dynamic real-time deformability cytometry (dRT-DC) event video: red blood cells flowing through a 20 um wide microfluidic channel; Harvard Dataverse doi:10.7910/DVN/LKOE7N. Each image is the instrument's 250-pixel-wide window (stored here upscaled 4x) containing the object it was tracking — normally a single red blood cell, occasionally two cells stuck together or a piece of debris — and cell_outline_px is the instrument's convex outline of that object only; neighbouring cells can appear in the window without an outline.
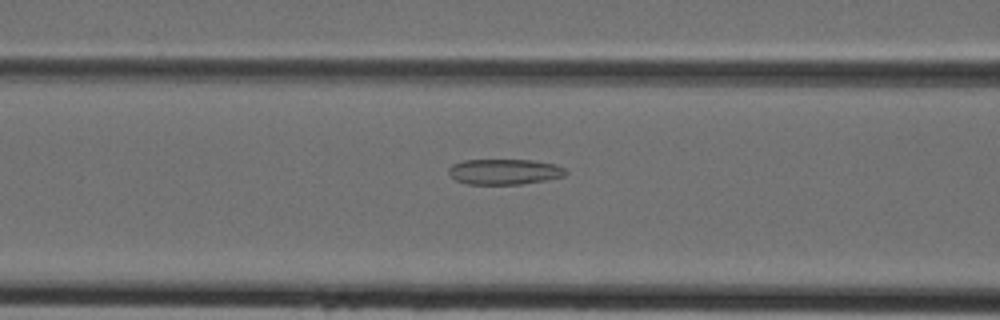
{"species": "Egyptian fruit bat (a non-hibernating species)", "species_latin": "Rousettus aegyptiacus", "temperature_condition": "cold", "stored_images_in_passage": 30, "camera_frame_rate_fps": 3000, "um_per_image_px": 0.085, "animal": {"sex": "female"}, "frame": {"image": 1, "passage_image": 4, "time_ms": 1.0, "image_size_px": [1000, 320], "cell_outline_px": [[568, 172], [564, 176], [544, 180], [520, 184], [468, 184], [456, 180], [448, 172], [448, 168], [452, 164], [464, 160], [532, 160], [556, 164], [564, 168]], "centroid_in_image_um": [42.87, 14.59], "position_along_channel_um": 123.7, "area_um2": 17.34}}
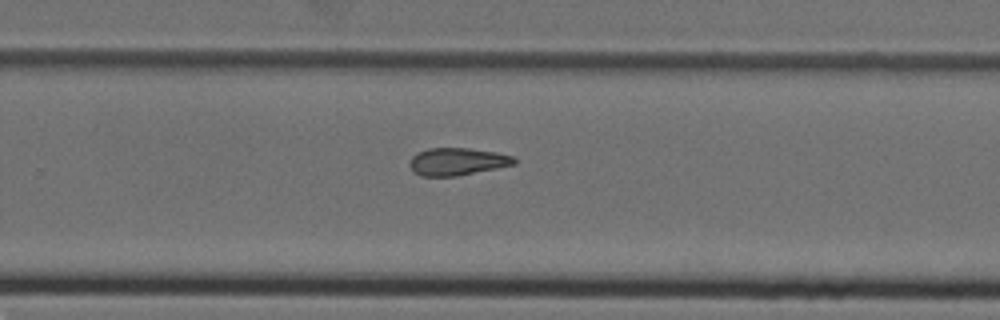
{"frame": {"image": 2, "passage_image": 15, "time_ms": 4.667, "image_size_px": [1000, 320], "cell_outline_px": [[516, 164], [456, 176], [420, 176], [412, 172], [408, 164], [412, 156], [416, 152], [428, 148], [468, 148], [496, 152], [512, 156], [516, 160]], "centroid_in_image_um": [38.81, 13.73], "position_along_channel_um": 291.0, "area_um2": 16.82}}
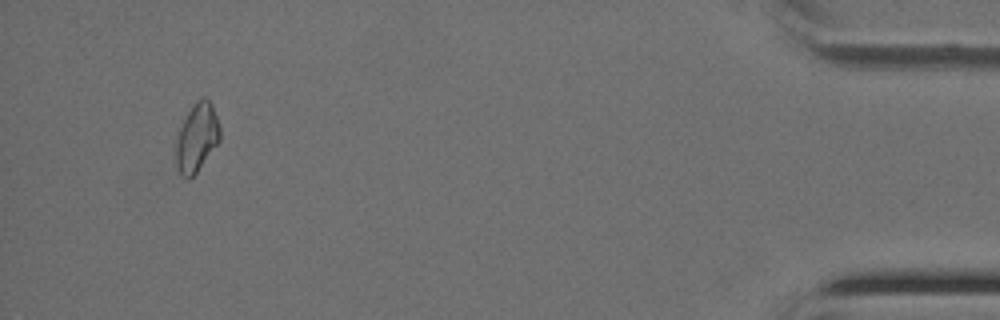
{"frame": {"image": 3, "passage_image": 28, "time_ms": 9.0, "image_size_px": [1000, 320], "cell_outline_px": [[220, 140], [196, 172], [188, 180], [180, 176], [176, 164], [176, 144], [180, 128], [188, 112], [196, 100], [204, 96], [212, 104], [220, 128]], "centroid_in_image_um": [16.73, 11.7], "position_along_channel_um": 418.5, "area_um2": 17.28}}